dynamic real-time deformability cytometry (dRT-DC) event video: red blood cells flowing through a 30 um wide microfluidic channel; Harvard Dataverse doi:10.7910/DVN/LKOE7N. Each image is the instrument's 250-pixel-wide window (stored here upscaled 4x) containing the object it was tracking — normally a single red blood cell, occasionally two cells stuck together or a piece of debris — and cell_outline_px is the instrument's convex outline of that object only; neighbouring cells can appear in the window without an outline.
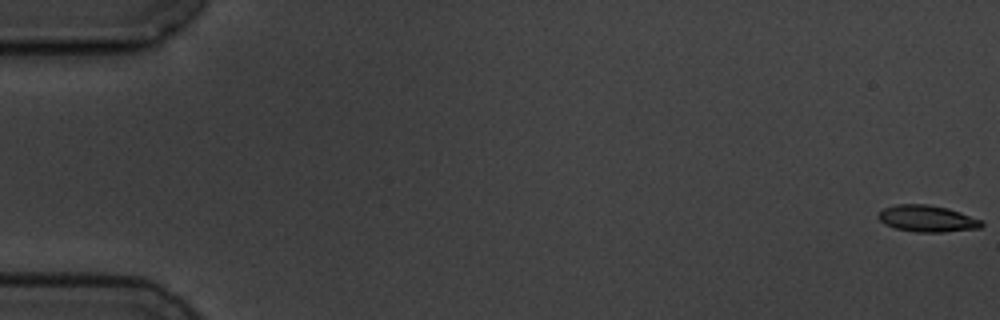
{"species": "common noctule bat (a hibernating species)", "species_latin": "Nyctalus noctula", "temperature_condition": "cold", "stored_images_in_passage": 5, "camera_frame_rate_fps": 3000, "um_per_image_px": 0.085, "animal": {"sex": "male", "body_mass_g": 19.5, "forearm_length_mm": 54.6}, "frame": {"image": 1, "passage_image": 1, "time_ms": 0.0, "image_size_px": [1000, 320], "cell_outline_px": [[984, 224], [980, 228], [944, 232], [916, 232], [896, 228], [884, 224], [876, 216], [884, 208], [896, 204], [928, 204], [948, 208], [984, 220]], "centroid_in_image_um": [78.84, 18.58], "position_along_channel_um": 6.2, "area_um2": 16.13}}
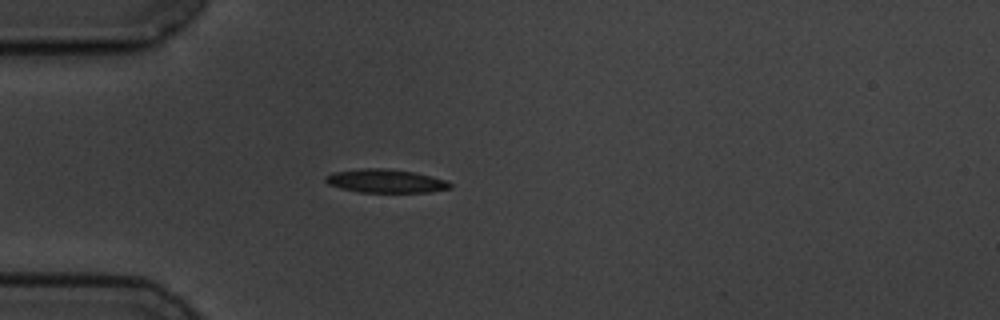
{"frame": {"image": 2, "passage_image": 5, "time_ms": 5.333, "image_size_px": [1000, 320], "cell_outline_px": [[452, 188], [428, 192], [360, 192], [340, 188], [328, 184], [324, 180], [324, 176], [332, 172], [360, 168], [388, 168], [416, 172], [432, 176], [444, 180], [452, 184]], "centroid_in_image_um": [32.75, 15.37], "position_along_channel_um": 52.3, "area_um2": 17.22}}